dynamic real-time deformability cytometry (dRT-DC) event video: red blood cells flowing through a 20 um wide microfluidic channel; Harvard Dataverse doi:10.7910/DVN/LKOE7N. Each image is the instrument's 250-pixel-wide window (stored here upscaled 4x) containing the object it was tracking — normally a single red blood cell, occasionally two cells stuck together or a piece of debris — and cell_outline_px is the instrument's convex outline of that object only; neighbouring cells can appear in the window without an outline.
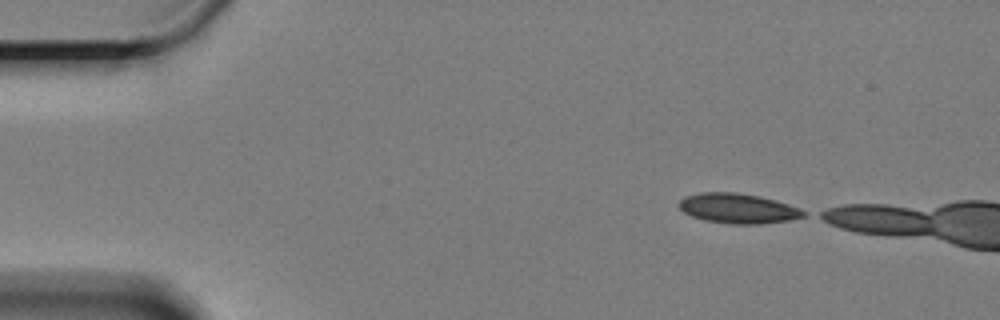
{"species": "Egyptian fruit bat (a non-hibernating species)", "species_latin": "Rousettus aegyptiacus", "temperature_condition": "cold", "stored_images_in_passage": 7, "camera_frame_rate_fps": 3000, "um_per_image_px": 0.085, "animal": {"sex": "female"}, "frame": {"image": 1, "passage_image": 1, "time_ms": 0.0, "image_size_px": [1000, 320], "cell_outline_px": [[808, 216], [788, 220], [760, 224], [732, 224], [704, 220], [692, 216], [684, 212], [676, 204], [684, 196], [700, 192], [736, 192], [760, 196], [776, 200], [800, 208], [808, 212]], "centroid_in_image_um": [62.74, 17.71], "position_along_channel_um": 22.3, "area_um2": 21.96}}